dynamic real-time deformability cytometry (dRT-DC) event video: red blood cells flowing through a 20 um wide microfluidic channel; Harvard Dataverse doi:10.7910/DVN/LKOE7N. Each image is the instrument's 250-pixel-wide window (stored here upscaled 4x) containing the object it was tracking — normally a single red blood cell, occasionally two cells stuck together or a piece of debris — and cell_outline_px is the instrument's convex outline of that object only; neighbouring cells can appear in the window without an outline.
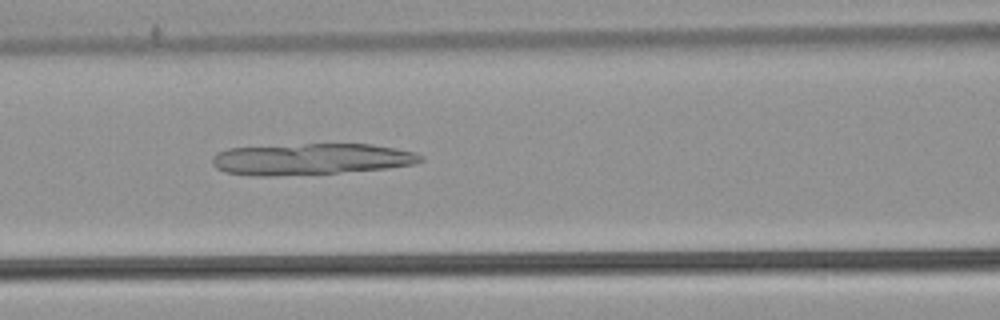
{"species": "common noctule bat (a hibernating species)", "species_latin": "Nyctalus noctula", "temperature_condition": "warm", "stored_images_in_passage": 53, "camera_frame_rate_fps": 3000, "um_per_image_px": 0.085, "animal": {"sex": "male", "body_mass_g": 21.5, "forearm_length_mm": 52.0}, "frame": {"image": 1, "passage_image": 23, "time_ms": 7.333, "image_size_px": [1000, 320], "cell_outline_px": [[424, 160], [416, 164], [388, 168], [336, 172], [272, 176], [256, 176], [224, 172], [216, 168], [212, 164], [212, 156], [216, 152], [228, 148], [304, 144], [372, 144], [396, 148], [416, 152], [424, 156]], "centroid_in_image_um": [26.44, 13.52], "position_along_channel_um": 140.2, "area_um2": 38.21}}
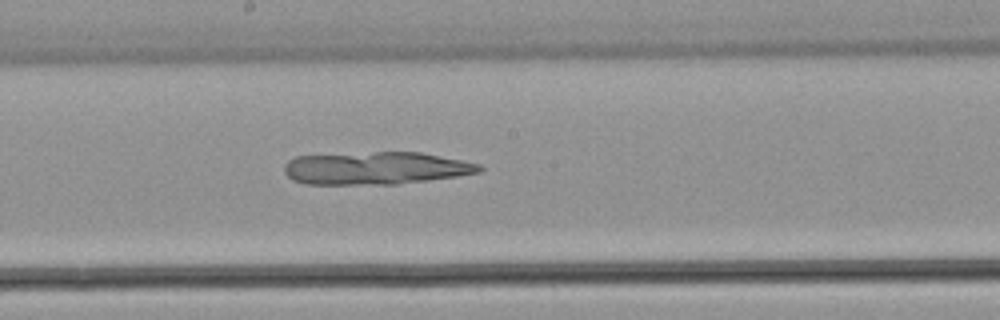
{"frame": {"image": 2, "passage_image": 29, "time_ms": 9.333, "image_size_px": [1000, 320], "cell_outline_px": [[484, 168], [480, 172], [456, 176], [428, 180], [396, 184], [308, 184], [292, 180], [284, 172], [284, 164], [288, 160], [296, 156], [376, 152], [420, 152], [480, 164]], "centroid_in_image_um": [31.91, 14.29], "position_along_channel_um": 216.3, "area_um2": 36.93}}
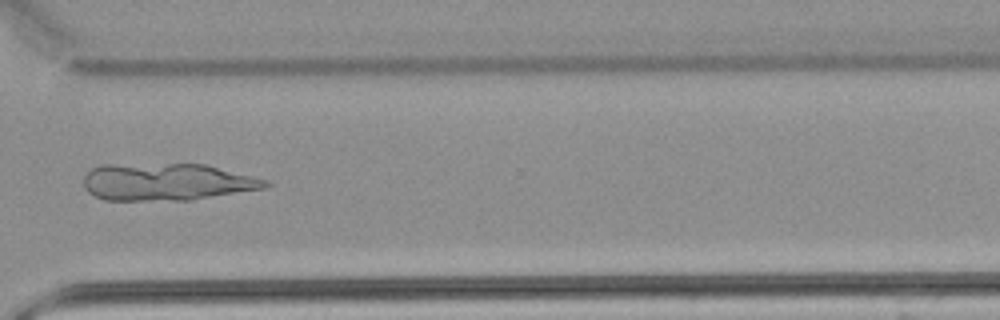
{"frame": {"image": 3, "passage_image": 40, "time_ms": 13.0, "image_size_px": [1000, 320], "cell_outline_px": [[272, 184], [264, 188], [192, 200], [104, 200], [88, 192], [84, 188], [84, 176], [92, 168], [100, 164], [204, 164], [268, 180]], "centroid_in_image_um": [14.16, 15.46], "position_along_channel_um": 356.4, "area_um2": 39.42}}